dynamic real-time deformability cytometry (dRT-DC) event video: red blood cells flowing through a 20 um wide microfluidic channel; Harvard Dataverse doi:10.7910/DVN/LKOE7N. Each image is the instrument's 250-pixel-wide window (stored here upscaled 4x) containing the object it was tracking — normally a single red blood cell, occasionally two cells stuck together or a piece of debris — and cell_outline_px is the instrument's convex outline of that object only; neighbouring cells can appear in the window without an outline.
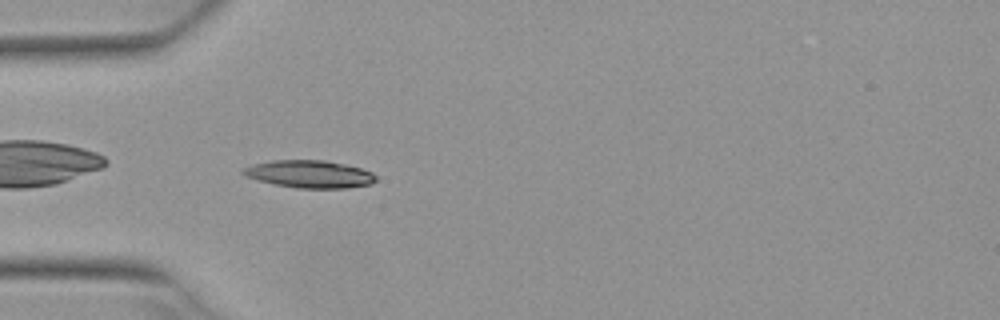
{"species": "Egyptian fruit bat (a non-hibernating species)", "species_latin": "Rousettus aegyptiacus", "temperature_condition": "warm", "stored_images_in_passage": 1, "camera_frame_rate_fps": 3000, "um_per_image_px": 0.085, "animal": {"sex": "female"}, "frame": {"image": 1, "passage_image": 1, "time_ms": 0.0, "image_size_px": [1000, 320], "cell_outline_px": [[376, 180], [368, 184], [348, 188], [296, 188], [256, 180], [244, 176], [240, 172], [244, 168], [252, 164], [272, 160], [324, 160], [344, 164], [360, 168], [372, 172], [376, 176]], "centroid_in_image_um": [26.27, 14.79], "position_along_channel_um": 58.7, "area_um2": 21.27}}